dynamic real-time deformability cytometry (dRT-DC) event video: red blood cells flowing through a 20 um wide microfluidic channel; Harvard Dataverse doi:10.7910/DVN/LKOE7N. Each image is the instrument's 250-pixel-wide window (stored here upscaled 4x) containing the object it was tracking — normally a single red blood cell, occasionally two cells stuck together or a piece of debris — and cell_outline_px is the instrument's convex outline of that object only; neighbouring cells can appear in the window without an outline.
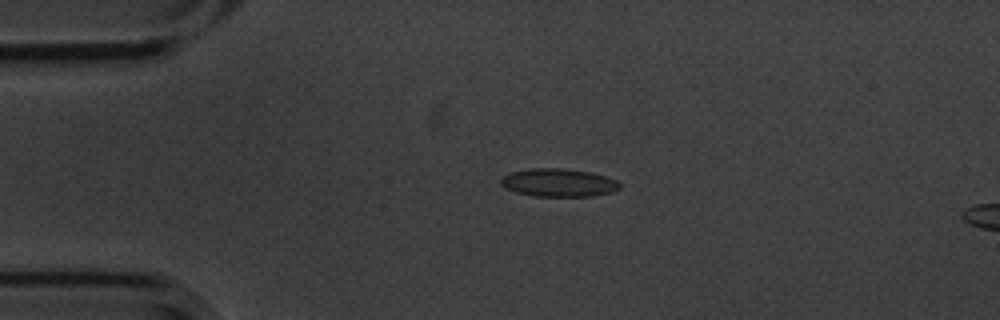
{"species": "common noctule bat (a hibernating species)", "species_latin": "Nyctalus noctula", "temperature_condition": "cold", "stored_images_in_passage": 3, "camera_frame_rate_fps": 3000, "um_per_image_px": 0.085, "animal": {"sex": "male", "body_mass_g": 20.1, "forearm_length_mm": 53.5}, "frame": {"image": 1, "passage_image": 2, "time_ms": 0.333, "image_size_px": [1000, 320], "cell_outline_px": [[620, 188], [612, 192], [592, 196], [532, 196], [516, 192], [500, 184], [500, 180], [504, 176], [512, 172], [532, 168], [564, 168], [588, 172], [604, 176], [616, 180], [620, 184]], "centroid_in_image_um": [47.48, 15.53], "position_along_channel_um": 37.5, "area_um2": 19.25}}